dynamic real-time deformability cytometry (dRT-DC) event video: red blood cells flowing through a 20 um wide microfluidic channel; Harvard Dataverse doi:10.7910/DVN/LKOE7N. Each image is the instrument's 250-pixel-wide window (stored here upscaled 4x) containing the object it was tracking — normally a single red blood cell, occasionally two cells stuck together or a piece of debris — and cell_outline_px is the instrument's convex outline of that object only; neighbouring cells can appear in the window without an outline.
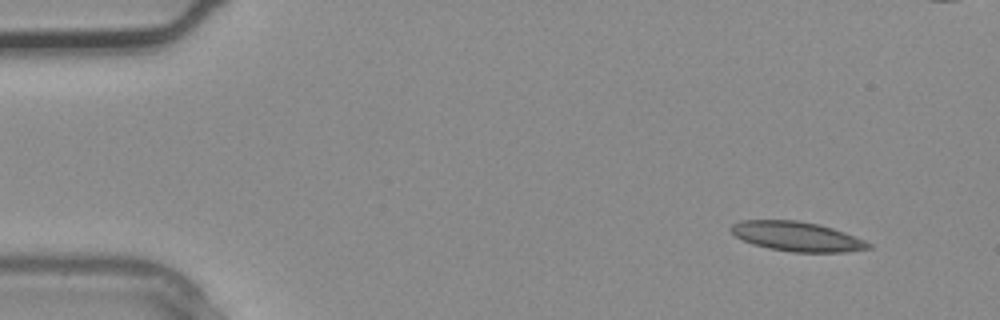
{"species": "common noctule bat (a hibernating species)", "species_latin": "Nyctalus noctula", "temperature_condition": "warm", "stored_images_in_passage": 5, "camera_frame_rate_fps": 3000, "um_per_image_px": 0.085, "animal": {"sex": "male", "body_mass_g": 20.4}, "frame": {"image": 1, "passage_image": 1, "time_ms": 0.0, "image_size_px": [1000, 320], "cell_outline_px": [[872, 248], [844, 252], [792, 252], [768, 248], [752, 244], [736, 236], [728, 228], [732, 224], [740, 220], [796, 220], [820, 224], [844, 232], [864, 240], [872, 244]], "centroid_in_image_um": [67.73, 20.09], "position_along_channel_um": 17.3, "area_um2": 23.7}}
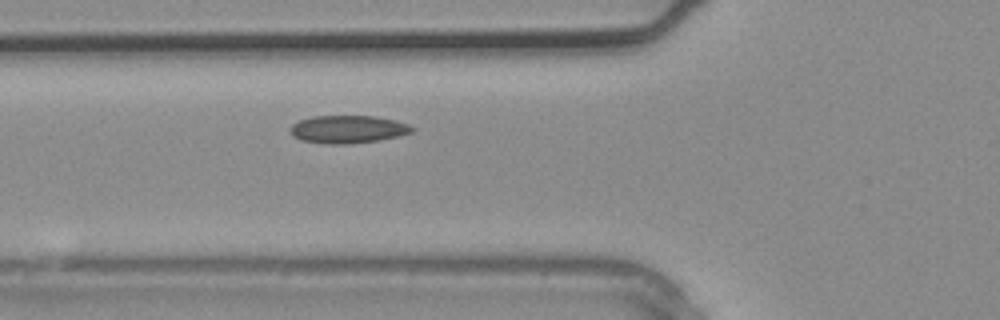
{"frame": {"image": 2, "passage_image": 4, "time_ms": 1.0, "image_size_px": [1000, 320], "cell_outline_px": [[416, 128], [412, 132], [400, 136], [380, 140], [348, 144], [332, 144], [300, 140], [292, 136], [288, 128], [292, 124], [300, 120], [312, 116], [372, 116], [396, 120], [408, 124]], "centroid_in_image_um": [29.57, 10.99], "position_along_channel_um": 96.2, "area_um2": 19.88}}